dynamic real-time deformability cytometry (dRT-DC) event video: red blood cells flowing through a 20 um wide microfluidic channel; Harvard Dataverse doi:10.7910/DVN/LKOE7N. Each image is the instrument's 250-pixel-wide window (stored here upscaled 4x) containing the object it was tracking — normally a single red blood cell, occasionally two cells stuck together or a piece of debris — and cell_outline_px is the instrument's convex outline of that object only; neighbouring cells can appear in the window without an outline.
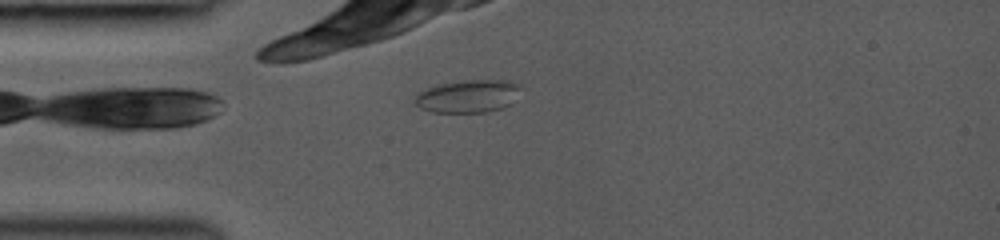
{"species": "common noctule bat (a hibernating species)", "species_latin": "Nyctalus noctula", "temperature_condition": "room temperature", "stored_images_in_passage": 3, "camera_frame_rate_fps": 3000, "um_per_image_px": 0.085, "animal": {"sex": "female", "body_mass_g": 19.0, "forearm_length_mm": 53.3}, "frame": {"image": 1, "passage_image": 1, "time_ms": 0.0, "image_size_px": [1000, 240], "cell_outline_px": [[520, 88], [508, 104], [504, 108], [488, 112], [432, 112], [420, 108], [412, 100], [424, 88], [436, 84], [468, 80], [508, 80], [520, 84]], "centroid_in_image_um": [39.72, 8.17], "position_along_channel_um": 45.3, "area_um2": 20.17}}